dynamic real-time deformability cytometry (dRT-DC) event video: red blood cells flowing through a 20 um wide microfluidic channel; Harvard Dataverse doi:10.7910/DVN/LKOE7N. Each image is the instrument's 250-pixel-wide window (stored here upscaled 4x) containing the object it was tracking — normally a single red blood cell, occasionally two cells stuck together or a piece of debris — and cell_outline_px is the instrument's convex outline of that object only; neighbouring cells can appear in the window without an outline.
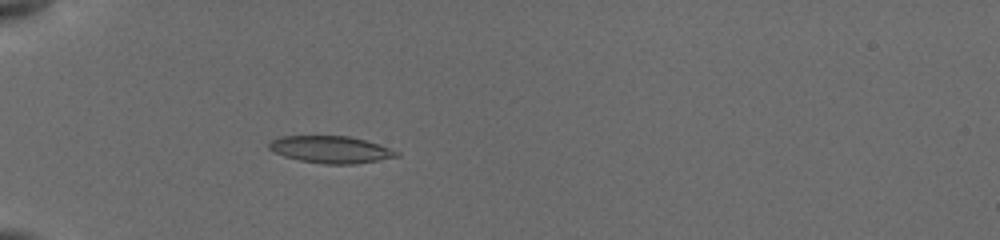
{"species": "common noctule bat (a hibernating species)", "species_latin": "Nyctalus noctula", "temperature_condition": "cold", "stored_images_in_passage": 49, "camera_frame_rate_fps": 3000, "um_per_image_px": 0.085, "animal": {"sex": "female", "body_mass_g": 19.5, "forearm_length_mm": 54.1}, "frame": {"image": 1, "passage_image": 24, "time_ms": 6.333, "image_size_px": [1000, 240], "cell_outline_px": [[400, 156], [356, 164], [324, 164], [300, 160], [284, 156], [268, 148], [268, 144], [272, 140], [280, 136], [348, 136], [380, 144], [400, 152]], "centroid_in_image_um": [28.14, 12.71], "position_along_channel_um": 56.9, "area_um2": 20.06}}
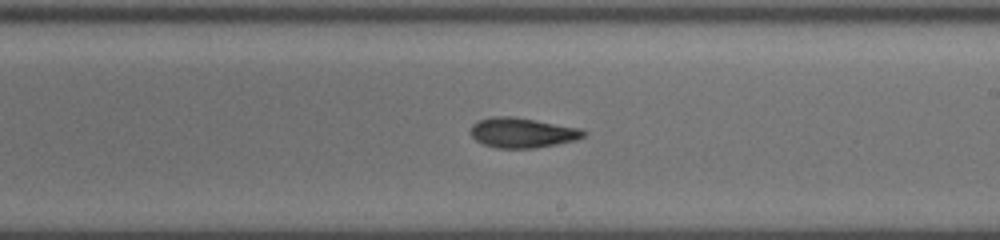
{"frame": {"image": 2, "passage_image": 34, "time_ms": 11.667, "image_size_px": [1000, 240], "cell_outline_px": [[588, 132], [584, 136], [576, 140], [536, 148], [496, 148], [484, 144], [476, 140], [468, 132], [472, 124], [476, 120], [492, 116], [516, 116], [584, 128]], "centroid_in_image_um": [44.41, 11.26], "position_along_channel_um": 244.6, "area_um2": 20.29}}
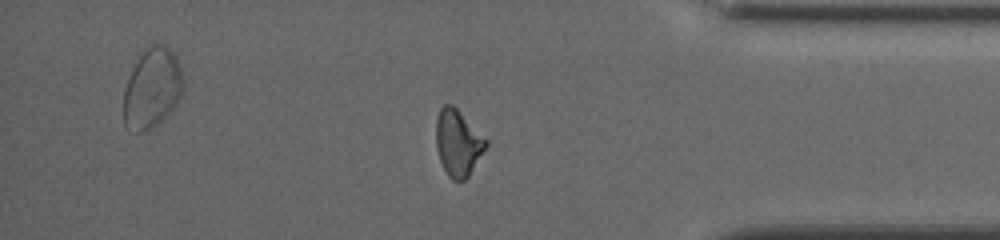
{"frame": {"image": 3, "passage_image": 45, "time_ms": 16.0, "image_size_px": [1000, 240], "cell_outline_px": [[488, 144], [468, 176], [464, 180], [452, 180], [448, 176], [440, 160], [436, 148], [436, 120], [440, 108], [444, 104], [452, 104], [488, 140]], "centroid_in_image_um": [38.92, 12.13], "position_along_channel_um": 396.3, "area_um2": 19.07}, "authors_computed_cell_mechanics": {"area_um2": 19.9988, "velocity_mm_per_s": 3.8442, "shape_relaxation_time_tau1_ms": null, "shape_relaxation_time_tau2_ms": 6.0272, "deformation_change_tau1": null, "deformation_change_tau2": 0.1434}}